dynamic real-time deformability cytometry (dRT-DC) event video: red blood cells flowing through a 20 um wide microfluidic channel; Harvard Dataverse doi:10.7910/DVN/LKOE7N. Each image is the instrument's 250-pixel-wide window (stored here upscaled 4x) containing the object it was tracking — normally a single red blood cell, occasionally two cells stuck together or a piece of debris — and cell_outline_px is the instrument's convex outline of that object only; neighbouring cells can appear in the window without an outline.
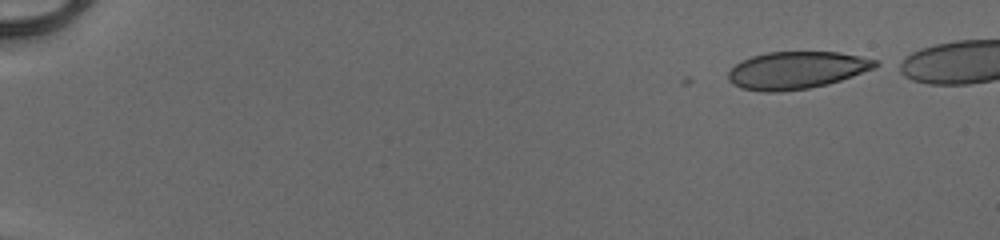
{"species": "human", "species_latin": "Homo sapiens", "temperature_condition": "cold", "stored_images_in_passage": 43, "camera_frame_rate_fps": 3000, "um_per_image_px": 0.085, "donor": {"sex": "male"}, "frame": {"image": 1, "passage_image": 1, "time_ms": 0.0, "image_size_px": [1000, 240], "cell_outline_px": [[884, 64], [876, 68], [828, 84], [808, 88], [780, 92], [764, 92], [740, 88], [732, 84], [728, 80], [728, 72], [740, 60], [752, 56], [768, 52], [840, 52], [880, 60]], "centroid_in_image_um": [67.74, 5.96], "position_along_channel_um": 17.3, "area_um2": 32.37}}
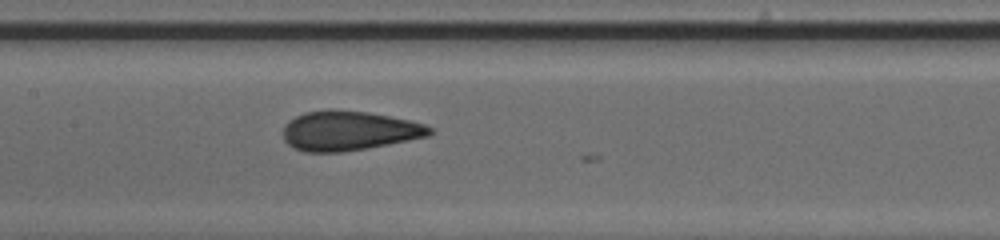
{"frame": {"image": 2, "passage_image": 24, "time_ms": 7.667, "image_size_px": [1000, 240], "cell_outline_px": [[432, 132], [428, 136], [388, 144], [340, 152], [304, 152], [292, 148], [284, 140], [284, 124], [288, 120], [304, 112], [328, 108], [332, 108], [368, 112], [408, 120], [424, 124], [432, 128]], "centroid_in_image_um": [29.59, 11.1], "position_along_channel_um": 177.8, "area_um2": 33.87}}
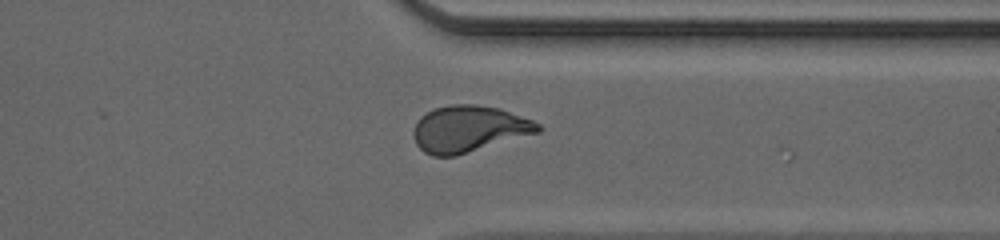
{"frame": {"image": 3, "passage_image": 38, "time_ms": 12.333, "image_size_px": [1000, 240], "cell_outline_px": [[540, 132], [456, 156], [432, 156], [424, 152], [416, 144], [412, 136], [412, 132], [416, 120], [420, 116], [432, 108], [448, 104], [476, 104], [500, 108], [532, 120], [540, 124]], "centroid_in_image_um": [39.81, 10.95], "position_along_channel_um": 371.6, "area_um2": 34.1}, "authors_computed_cell_mechanics": {"area_um2": 33.235, "velocity_mm_per_s": 4.1411, "shape_relaxation_time_tau1_ms": 11.1732, "shape_relaxation_time_tau2_ms": null, "deformation_change_tau1": 0.2538, "deformation_change_tau2": null}}